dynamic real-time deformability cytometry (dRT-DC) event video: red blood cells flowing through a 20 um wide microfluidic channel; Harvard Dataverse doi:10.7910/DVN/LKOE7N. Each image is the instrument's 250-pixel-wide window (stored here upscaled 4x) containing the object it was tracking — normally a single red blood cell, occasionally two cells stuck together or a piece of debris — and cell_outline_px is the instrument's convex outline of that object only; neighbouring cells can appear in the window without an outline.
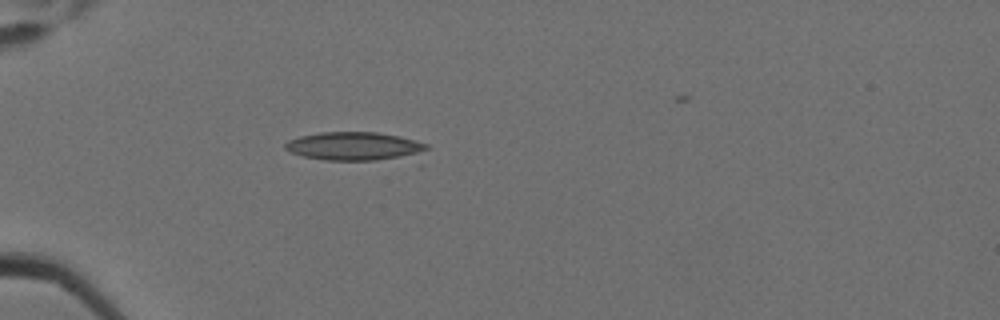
{"species": "Egyptian fruit bat (a non-hibernating species)", "species_latin": "Rousettus aegyptiacus", "temperature_condition": "cold", "stored_images_in_passage": 2, "camera_frame_rate_fps": 3000, "um_per_image_px": 0.085, "animal": {"sex": "female"}, "frame": {"image": 1, "passage_image": 2, "time_ms": 0.333, "image_size_px": [1000, 320], "cell_outline_px": [[428, 148], [420, 164], [324, 160], [304, 156], [292, 152], [284, 148], [284, 144], [288, 140], [300, 136], [320, 132], [376, 132], [400, 136], [428, 144]], "centroid_in_image_um": [30.48, 12.53], "position_along_channel_um": 54.5, "area_um2": 25.84}}